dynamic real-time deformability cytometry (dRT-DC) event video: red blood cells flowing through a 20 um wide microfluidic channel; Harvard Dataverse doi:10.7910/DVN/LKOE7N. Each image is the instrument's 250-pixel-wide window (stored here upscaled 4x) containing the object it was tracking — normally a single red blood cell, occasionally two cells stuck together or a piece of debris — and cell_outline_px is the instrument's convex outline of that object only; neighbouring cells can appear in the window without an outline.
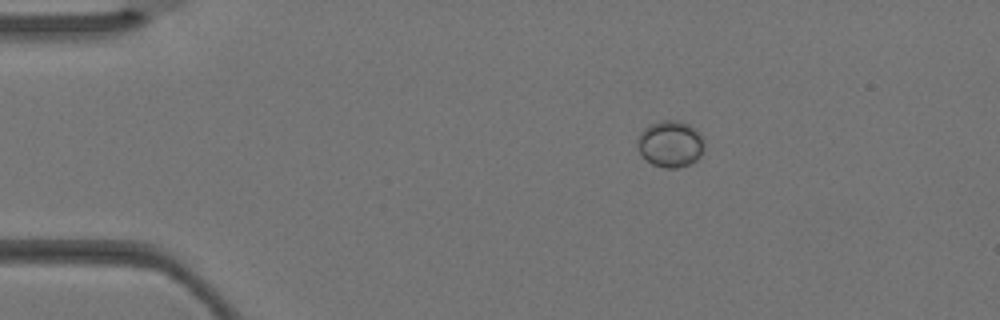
{"species": "Egyptian fruit bat (a non-hibernating species)", "species_latin": "Rousettus aegyptiacus", "temperature_condition": "warm", "stored_images_in_passage": 3, "camera_frame_rate_fps": 3000, "um_per_image_px": 0.085, "animal": {"sex": "female"}, "frame": {"image": 1, "passage_image": 2, "time_ms": 0.333, "image_size_px": [1000, 320], "cell_outline_px": [[704, 148], [700, 156], [696, 160], [688, 164], [676, 168], [664, 168], [652, 164], [636, 148], [636, 140], [640, 132], [648, 124], [660, 120], [676, 120], [688, 124], [696, 128], [704, 136]], "centroid_in_image_um": [56.98, 12.2], "position_along_channel_um": 28.0, "area_um2": 18.44}}